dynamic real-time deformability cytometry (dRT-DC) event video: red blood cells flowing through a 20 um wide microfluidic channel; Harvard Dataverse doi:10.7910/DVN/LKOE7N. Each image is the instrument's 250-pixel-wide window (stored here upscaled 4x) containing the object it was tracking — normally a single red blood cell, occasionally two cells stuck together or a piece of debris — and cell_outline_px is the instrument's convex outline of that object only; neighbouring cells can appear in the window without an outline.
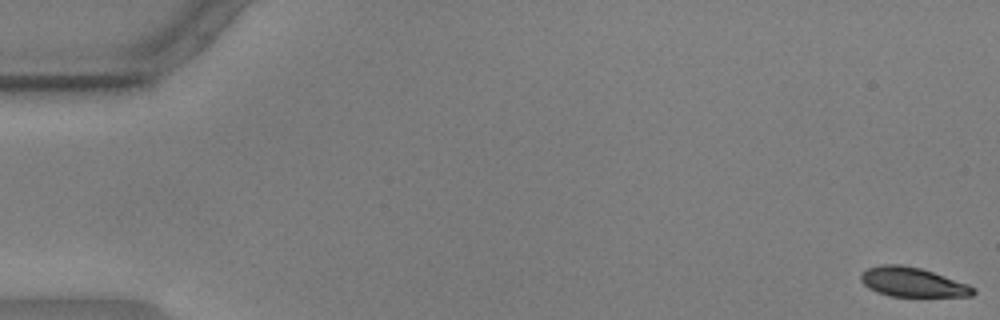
{"species": "common noctule bat (a hibernating species)", "species_latin": "Nyctalus noctula", "temperature_condition": "warm", "stored_images_in_passage": 9, "camera_frame_rate_fps": 3000, "um_per_image_px": 0.085, "animal": {"sex": "male", "body_mass_g": 17.9, "forearm_length_mm": 54.2}, "frame": {"image": 1, "passage_image": 1, "time_ms": 0.0, "image_size_px": [1000, 320], "cell_outline_px": [[976, 292], [972, 296], [892, 296], [876, 292], [868, 288], [860, 280], [860, 272], [868, 268], [880, 264], [900, 264], [920, 268], [968, 284], [976, 288]], "centroid_in_image_um": [77.54, 23.98], "position_along_channel_um": 7.5, "area_um2": 19.25}}